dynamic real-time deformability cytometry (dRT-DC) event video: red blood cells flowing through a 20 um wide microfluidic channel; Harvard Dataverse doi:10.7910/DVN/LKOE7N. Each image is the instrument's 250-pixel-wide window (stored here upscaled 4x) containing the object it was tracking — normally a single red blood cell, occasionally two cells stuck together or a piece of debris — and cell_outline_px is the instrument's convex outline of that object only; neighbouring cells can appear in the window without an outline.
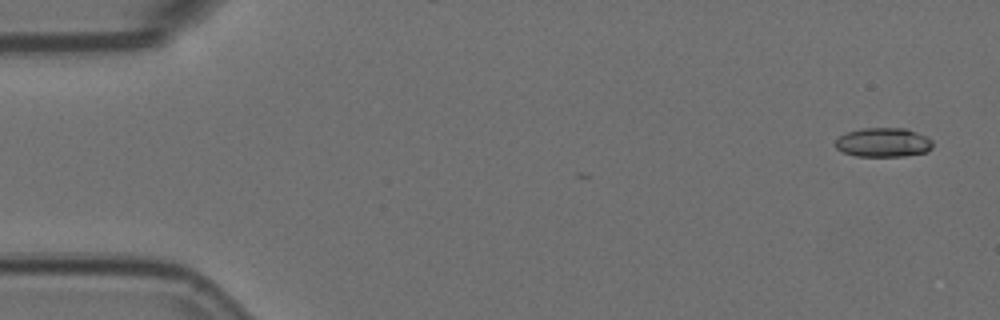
{"species": "Egyptian fruit bat (a non-hibernating species)", "species_latin": "Rousettus aegyptiacus", "temperature_condition": "room temperature", "stored_images_in_passage": 3, "camera_frame_rate_fps": 3000, "um_per_image_px": 0.085, "animal": {"sex": "female"}, "frame": {"image": 1, "passage_image": 1, "time_ms": 0.0, "image_size_px": [1000, 320], "cell_outline_px": [[932, 148], [928, 152], [904, 156], [856, 156], [844, 152], [836, 148], [836, 140], [840, 136], [848, 132], [864, 128], [904, 128], [916, 132], [932, 140]], "centroid_in_image_um": [75.1, 12.11], "position_along_channel_um": 9.9, "area_um2": 16.42}}
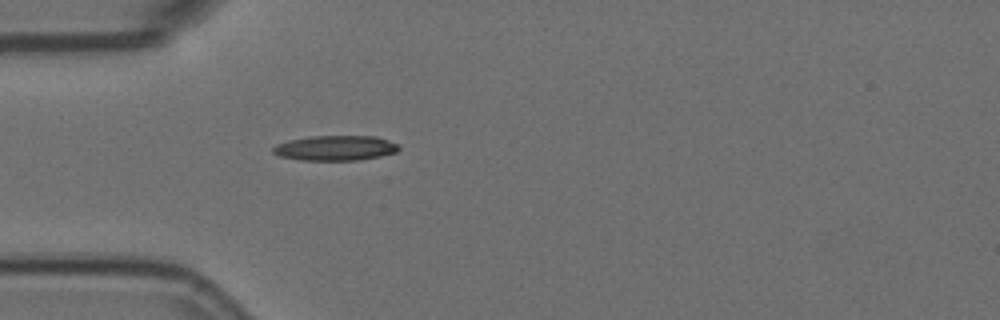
{"frame": {"image": 2, "passage_image": 3, "time_ms": 0.667, "image_size_px": [1000, 320], "cell_outline_px": [[400, 148], [396, 152], [380, 156], [360, 160], [300, 160], [280, 156], [272, 152], [272, 148], [276, 144], [288, 140], [308, 136], [376, 136], [400, 144]], "centroid_in_image_um": [28.51, 12.57], "position_along_channel_um": 56.5, "area_um2": 18.5}}